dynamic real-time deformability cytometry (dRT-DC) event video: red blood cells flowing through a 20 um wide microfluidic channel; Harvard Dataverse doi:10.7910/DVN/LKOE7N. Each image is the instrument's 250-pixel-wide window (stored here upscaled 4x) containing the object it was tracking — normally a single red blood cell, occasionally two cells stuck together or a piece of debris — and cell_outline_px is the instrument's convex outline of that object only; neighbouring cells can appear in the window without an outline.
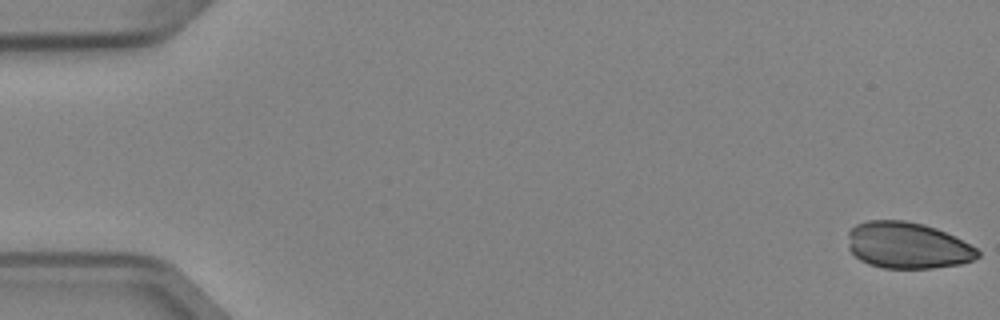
{"species": "Egyptian fruit bat (a non-hibernating species)", "species_latin": "Rousettus aegyptiacus", "temperature_condition": "cold", "stored_images_in_passage": 14, "camera_frame_rate_fps": 3000, "um_per_image_px": 0.085, "animal": {"sex": "female"}, "frame": {"image": 1, "passage_image": 1, "time_ms": 0.0, "image_size_px": [1000, 320], "cell_outline_px": [[980, 256], [972, 260], [960, 264], [932, 268], [884, 268], [868, 264], [860, 260], [848, 248], [848, 232], [856, 224], [868, 220], [904, 220], [924, 224], [936, 228], [976, 248], [980, 252]], "centroid_in_image_um": [77.1, 20.86], "position_along_channel_um": 7.9, "area_um2": 34.97}}